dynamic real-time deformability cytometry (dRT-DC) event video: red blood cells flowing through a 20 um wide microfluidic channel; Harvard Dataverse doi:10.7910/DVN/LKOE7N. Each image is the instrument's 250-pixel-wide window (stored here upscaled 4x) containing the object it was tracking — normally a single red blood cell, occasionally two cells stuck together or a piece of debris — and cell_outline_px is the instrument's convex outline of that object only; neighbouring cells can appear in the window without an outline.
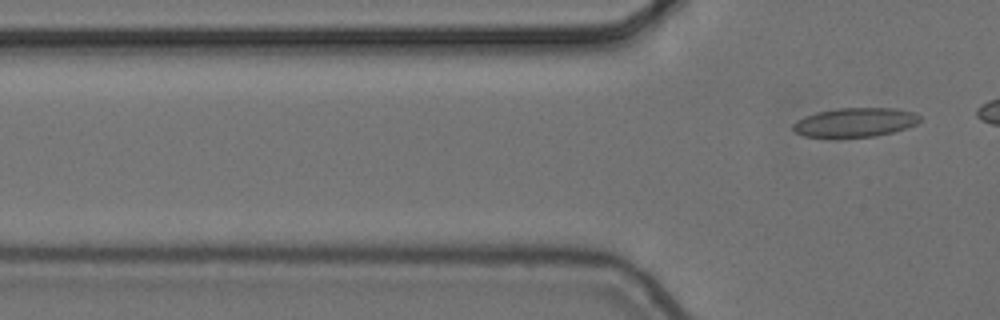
{"species": "common noctule bat (a hibernating species)", "species_latin": "Nyctalus noctula", "temperature_condition": "cold", "stored_images_in_passage": 3, "camera_frame_rate_fps": 3000, "um_per_image_px": 0.085, "animal": {"sex": "female", "body_mass_g": 24.6, "forearm_length_mm": 56.2}, "frame": {"image": 1, "passage_image": 3, "time_ms": 0.667, "image_size_px": [1000, 320], "cell_outline_px": [[920, 120], [916, 124], [892, 132], [876, 136], [836, 140], [804, 136], [796, 132], [792, 128], [792, 124], [796, 120], [804, 116], [816, 112], [836, 108], [892, 108], [912, 112], [920, 116]], "centroid_in_image_um": [72.58, 10.44], "position_along_channel_um": 53.2, "area_um2": 22.2}}